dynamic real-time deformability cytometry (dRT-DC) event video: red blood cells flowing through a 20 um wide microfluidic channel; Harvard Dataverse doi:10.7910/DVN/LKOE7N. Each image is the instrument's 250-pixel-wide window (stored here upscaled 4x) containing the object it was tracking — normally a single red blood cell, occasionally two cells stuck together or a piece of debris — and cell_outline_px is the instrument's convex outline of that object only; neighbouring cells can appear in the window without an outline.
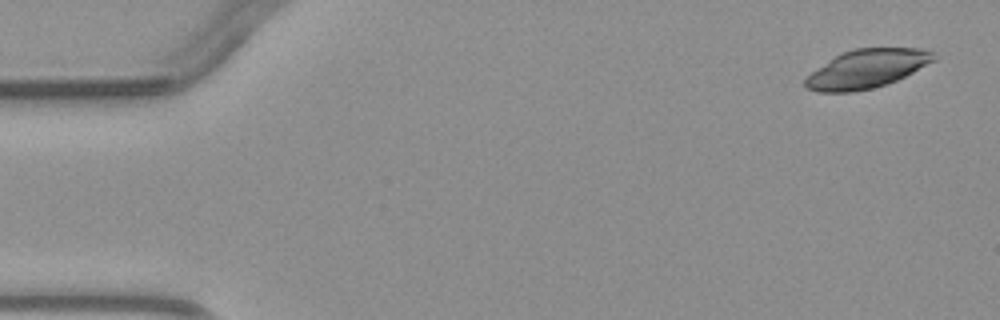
{"species": "common noctule bat (a hibernating species)", "species_latin": "Nyctalus noctula", "temperature_condition": "warm", "stored_images_in_passage": 4, "camera_frame_rate_fps": 3000, "um_per_image_px": 0.085, "animal": {"sex": "male", "body_mass_g": 23.1, "forearm_length_mm": 52.7}, "frame": {"image": 1, "passage_image": 1, "time_ms": 0.0, "image_size_px": [1000, 320], "cell_outline_px": [[936, 60], [896, 80], [872, 88], [852, 92], [816, 92], [808, 88], [804, 84], [804, 80], [812, 72], [836, 56], [844, 52], [856, 48], [920, 48], [932, 52], [936, 56]], "centroid_in_image_um": [73.69, 5.85], "position_along_channel_um": 11.3, "area_um2": 28.38}}